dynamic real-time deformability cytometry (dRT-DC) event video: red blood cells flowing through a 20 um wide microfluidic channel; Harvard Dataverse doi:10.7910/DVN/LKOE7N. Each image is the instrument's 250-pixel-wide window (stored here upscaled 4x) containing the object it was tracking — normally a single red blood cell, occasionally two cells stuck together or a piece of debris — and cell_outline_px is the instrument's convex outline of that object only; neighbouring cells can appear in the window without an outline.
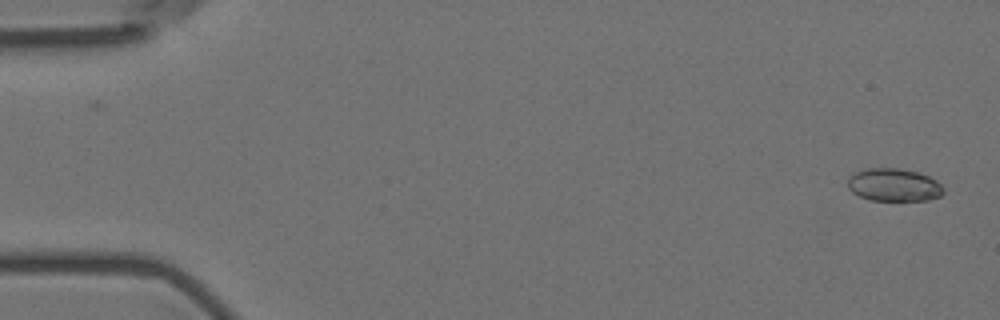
{"species": "Egyptian fruit bat (a non-hibernating species)", "species_latin": "Rousettus aegyptiacus", "temperature_condition": "room temperature", "stored_images_in_passage": 15, "camera_frame_rate_fps": 3000, "um_per_image_px": 0.085, "animal": {"sex": "female"}, "frame": {"image": 1, "passage_image": 1, "time_ms": 0.0, "image_size_px": [1000, 320], "cell_outline_px": [[944, 192], [940, 196], [928, 200], [868, 200], [852, 192], [848, 188], [848, 176], [864, 168], [900, 168], [916, 172], [928, 176], [936, 180], [944, 188]], "centroid_in_image_um": [75.96, 15.71], "position_along_channel_um": 9.0, "area_um2": 18.38}}
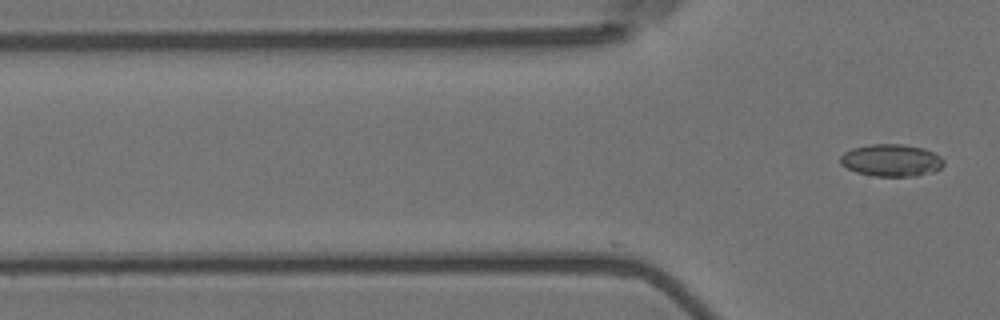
{"frame": {"image": 2, "passage_image": 15, "time_ms": 4.667, "image_size_px": [1000, 320], "cell_outline_px": [[944, 164], [940, 168], [932, 172], [916, 176], [872, 176], [856, 172], [840, 164], [840, 156], [844, 152], [852, 148], [872, 144], [900, 144], [924, 148], [940, 156], [944, 160]], "centroid_in_image_um": [75.75, 13.63], "position_along_channel_um": 50.1, "area_um2": 19.42}}